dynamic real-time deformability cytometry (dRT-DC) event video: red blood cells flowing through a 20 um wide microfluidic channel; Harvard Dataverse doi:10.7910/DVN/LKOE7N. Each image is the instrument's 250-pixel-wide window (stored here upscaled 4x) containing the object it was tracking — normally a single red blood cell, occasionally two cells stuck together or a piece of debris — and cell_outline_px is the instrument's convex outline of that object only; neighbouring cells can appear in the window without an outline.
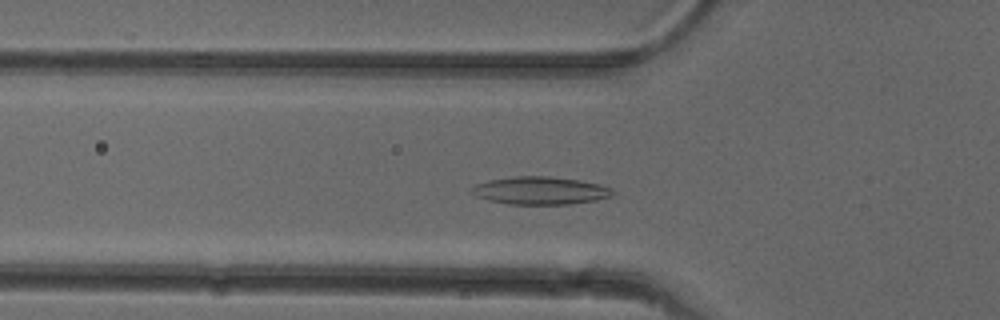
{"species": "common noctule bat (a hibernating species)", "species_latin": "Nyctalus noctula", "temperature_condition": "cold", "stored_images_in_passage": 49, "camera_frame_rate_fps": 3000, "um_per_image_px": 0.085, "animal": {"sex": "female"}, "frame": {"image": 1, "passage_image": 15, "time_ms": 4.667, "image_size_px": [1000, 320], "cell_outline_px": [[616, 192], [612, 196], [596, 200], [568, 204], [508, 204], [488, 200], [476, 196], [468, 192], [468, 188], [476, 184], [488, 180], [516, 176], [548, 176], [576, 180], [600, 184], [612, 188]], "centroid_in_image_um": [45.88, 16.2], "position_along_channel_um": 79.9, "area_um2": 22.95}}
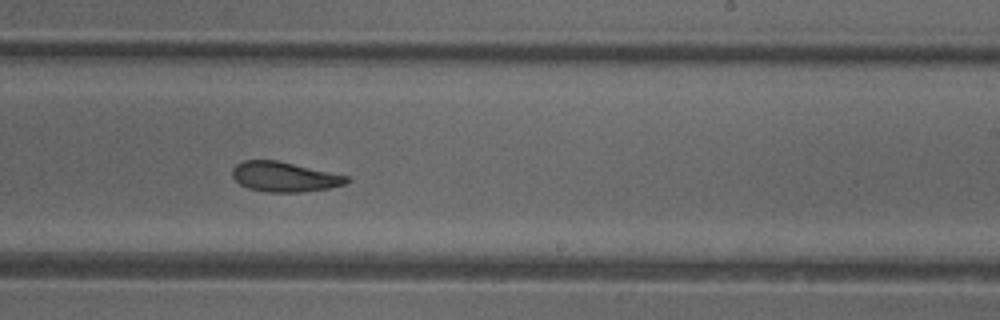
{"frame": {"image": 2, "passage_image": 29, "time_ms": 9.333, "image_size_px": [1000, 320], "cell_outline_px": [[352, 180], [344, 184], [328, 188], [300, 192], [268, 192], [248, 188], [240, 184], [232, 176], [232, 168], [236, 164], [244, 160], [276, 160], [348, 176]], "centroid_in_image_um": [24.15, 15.03], "position_along_channel_um": 264.8, "area_um2": 19.77}}
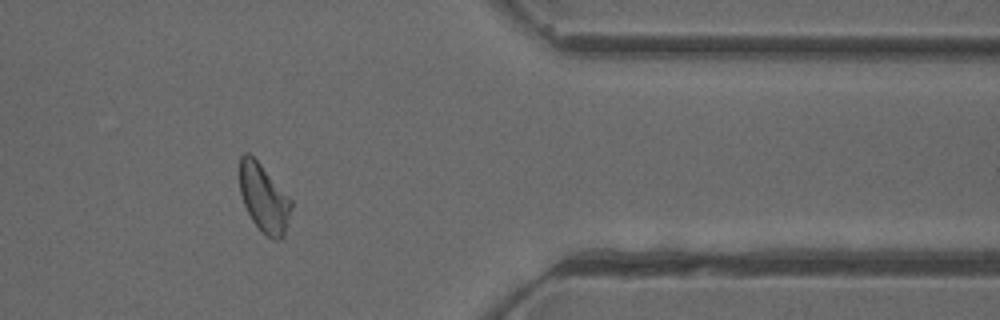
{"frame": {"image": 3, "passage_image": 40, "time_ms": 13.0, "image_size_px": [1000, 320], "cell_outline_px": [[292, 208], [284, 236], [280, 240], [272, 240], [252, 220], [244, 204], [240, 192], [240, 156], [244, 152], [248, 152], [260, 164], [292, 200]], "centroid_in_image_um": [22.44, 16.85], "position_along_channel_um": 389.0, "area_um2": 20.17}, "authors_computed_cell_mechanics": {"area_um2": 20.8658, "velocity_mm_per_s": 3.9518, "shape_relaxation_time_tau1_ms": 5.5825, "shape_relaxation_time_tau2_ms": 4.6654, "deformation_change_tau1": 0.1447, "deformation_change_tau2": 0.1114}}